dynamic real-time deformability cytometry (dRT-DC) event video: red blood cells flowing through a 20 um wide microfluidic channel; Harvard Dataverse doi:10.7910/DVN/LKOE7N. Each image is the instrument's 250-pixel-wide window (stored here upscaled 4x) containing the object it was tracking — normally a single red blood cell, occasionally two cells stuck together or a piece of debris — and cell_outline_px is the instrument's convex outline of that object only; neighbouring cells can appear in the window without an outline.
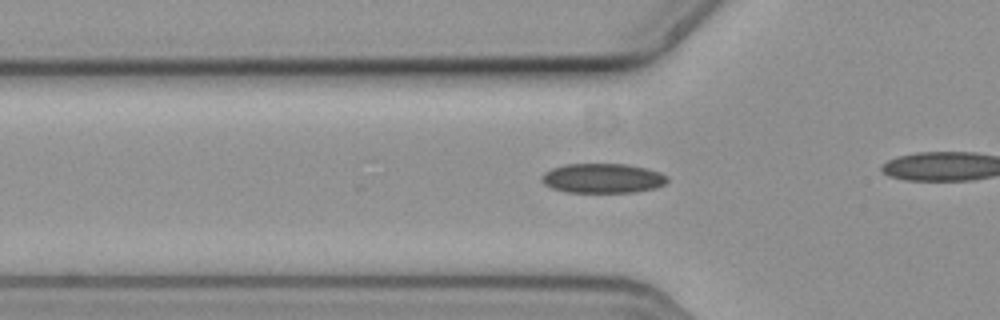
{"species": "common noctule bat (a hibernating species)", "species_latin": "Nyctalus noctula", "temperature_condition": "cold", "stored_images_in_passage": 35, "camera_frame_rate_fps": 3000, "um_per_image_px": 0.085, "animal": {"sex": "female", "body_mass_g": 19.3, "forearm_length_mm": 54.1}, "frame": {"image": 1, "passage_image": 9, "time_ms": 2.667, "image_size_px": [1000, 320], "cell_outline_px": [[668, 180], [664, 184], [656, 188], [636, 192], [568, 192], [552, 188], [544, 184], [540, 180], [540, 176], [544, 172], [552, 168], [564, 164], [628, 164], [660, 172], [668, 176]], "centroid_in_image_um": [51.21, 15.15], "position_along_channel_um": 74.6, "area_um2": 21.79}}
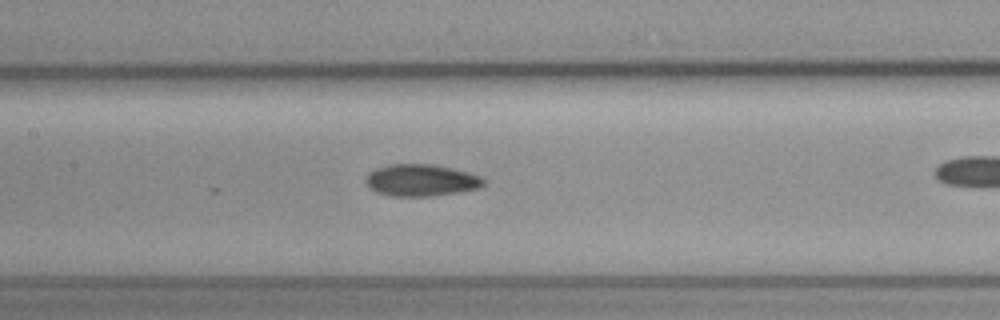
{"frame": {"image": 2, "passage_image": 17, "time_ms": 5.333, "image_size_px": [1000, 320], "cell_outline_px": [[484, 184], [480, 188], [460, 192], [432, 196], [392, 196], [376, 192], [364, 180], [368, 172], [376, 168], [388, 164], [432, 164], [468, 172], [480, 176], [484, 180]], "centroid_in_image_um": [35.79, 15.32], "position_along_channel_um": 171.6, "area_um2": 21.91}}
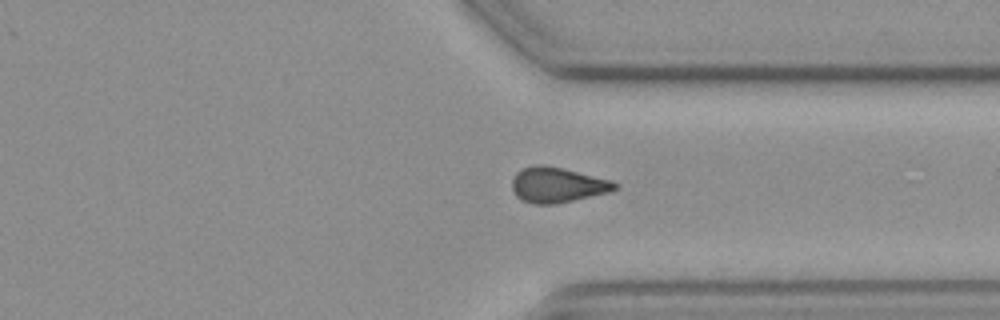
{"frame": {"image": 3, "passage_image": 33, "time_ms": 10.667, "image_size_px": [1000, 320], "cell_outline_px": [[620, 188], [608, 192], [556, 204], [532, 204], [520, 200], [516, 196], [512, 188], [512, 180], [516, 172], [524, 168], [536, 164], [544, 164], [612, 180], [620, 184]], "centroid_in_image_um": [47.37, 15.72], "position_along_channel_um": 364.0, "area_um2": 21.21}}